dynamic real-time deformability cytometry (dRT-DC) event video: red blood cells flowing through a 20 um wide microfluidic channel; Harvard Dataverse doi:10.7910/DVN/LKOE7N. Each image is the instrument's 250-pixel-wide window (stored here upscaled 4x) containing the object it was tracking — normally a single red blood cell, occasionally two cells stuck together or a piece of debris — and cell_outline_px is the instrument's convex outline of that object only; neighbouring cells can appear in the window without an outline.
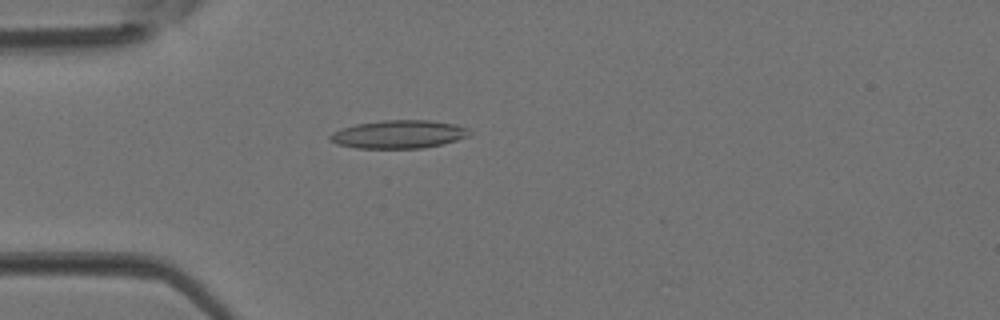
{"species": "Egyptian fruit bat (a non-hibernating species)", "species_latin": "Rousettus aegyptiacus", "temperature_condition": "room temperature", "stored_images_in_passage": 3, "camera_frame_rate_fps": 3000, "um_per_image_px": 0.085, "animal": {"sex": "female"}, "frame": {"image": 1, "passage_image": 3, "time_ms": 0.667, "image_size_px": [1000, 320], "cell_outline_px": [[472, 136], [444, 144], [424, 148], [356, 148], [336, 144], [328, 140], [328, 136], [332, 132], [340, 128], [356, 124], [384, 120], [432, 120], [456, 124], [468, 128], [472, 132]], "centroid_in_image_um": [33.92, 11.41], "position_along_channel_um": 51.1, "area_um2": 23.35}}